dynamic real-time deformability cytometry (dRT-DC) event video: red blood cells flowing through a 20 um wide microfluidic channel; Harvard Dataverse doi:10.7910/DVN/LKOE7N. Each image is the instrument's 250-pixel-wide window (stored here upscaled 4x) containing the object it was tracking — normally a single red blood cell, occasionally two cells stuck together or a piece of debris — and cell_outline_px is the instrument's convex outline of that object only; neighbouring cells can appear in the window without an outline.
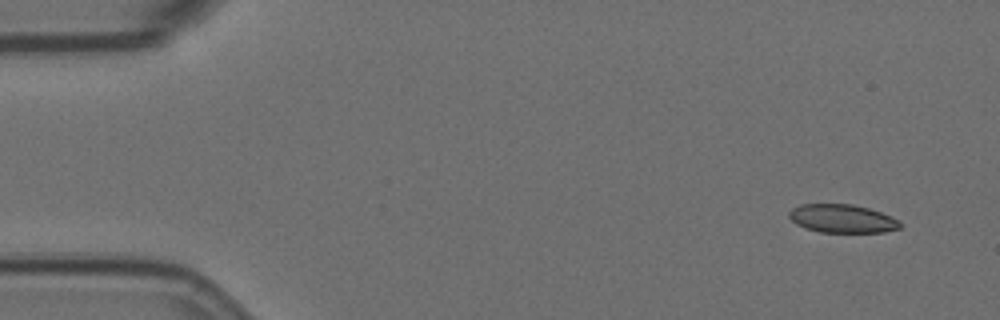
{"species": "Egyptian fruit bat (a non-hibernating species)", "species_latin": "Rousettus aegyptiacus", "temperature_condition": "room temperature", "stored_images_in_passage": 5, "camera_frame_rate_fps": 3000, "um_per_image_px": 0.085, "animal": {"sex": "female"}, "frame": {"image": 1, "passage_image": 1, "time_ms": 0.0, "image_size_px": [1000, 320], "cell_outline_px": [[904, 224], [900, 228], [884, 232], [820, 232], [804, 228], [796, 224], [788, 216], [788, 212], [792, 208], [800, 204], [852, 204], [868, 208], [892, 216], [900, 220]], "centroid_in_image_um": [71.61, 18.58], "position_along_channel_um": 13.4, "area_um2": 18.55}}
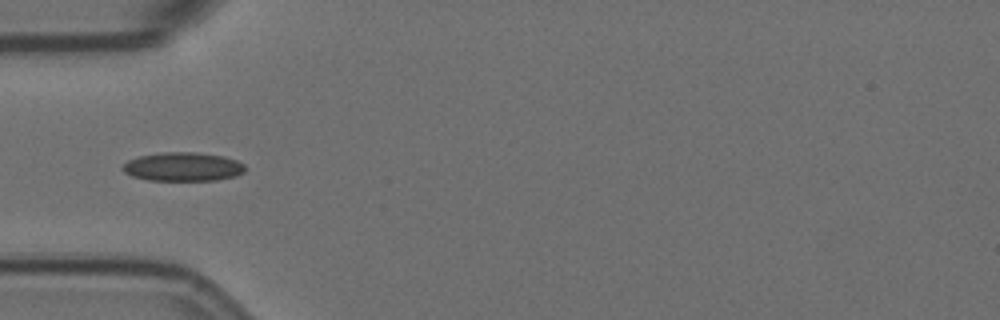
{"frame": {"image": 2, "passage_image": 5, "time_ms": 4.667, "image_size_px": [1000, 320], "cell_outline_px": [[244, 172], [236, 176], [216, 180], [148, 180], [132, 176], [124, 172], [120, 168], [128, 160], [140, 156], [160, 152], [196, 152], [224, 156], [236, 160], [244, 164]], "centroid_in_image_um": [15.54, 14.17], "position_along_channel_um": 69.5, "area_um2": 20.58}}